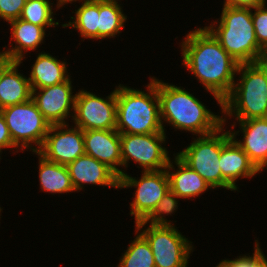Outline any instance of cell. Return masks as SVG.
I'll list each match as a JSON object with an SVG mask.
<instances>
[{
    "label": "cell",
    "instance_id": "cell-1",
    "mask_svg": "<svg viewBox=\"0 0 267 267\" xmlns=\"http://www.w3.org/2000/svg\"><path fill=\"white\" fill-rule=\"evenodd\" d=\"M180 43L186 69L193 74L221 108L234 85L239 63L230 56L205 28L190 31Z\"/></svg>",
    "mask_w": 267,
    "mask_h": 267
},
{
    "label": "cell",
    "instance_id": "cell-2",
    "mask_svg": "<svg viewBox=\"0 0 267 267\" xmlns=\"http://www.w3.org/2000/svg\"><path fill=\"white\" fill-rule=\"evenodd\" d=\"M157 94L164 132L166 123L196 137L211 134L223 126V114H214L183 87L157 79Z\"/></svg>",
    "mask_w": 267,
    "mask_h": 267
},
{
    "label": "cell",
    "instance_id": "cell-3",
    "mask_svg": "<svg viewBox=\"0 0 267 267\" xmlns=\"http://www.w3.org/2000/svg\"><path fill=\"white\" fill-rule=\"evenodd\" d=\"M149 80L145 91L122 84L116 86V130L120 134L165 133L160 118L157 77L150 76Z\"/></svg>",
    "mask_w": 267,
    "mask_h": 267
},
{
    "label": "cell",
    "instance_id": "cell-4",
    "mask_svg": "<svg viewBox=\"0 0 267 267\" xmlns=\"http://www.w3.org/2000/svg\"><path fill=\"white\" fill-rule=\"evenodd\" d=\"M210 24L205 28L239 64L256 63L264 49L256 39L251 8L223 5L220 19Z\"/></svg>",
    "mask_w": 267,
    "mask_h": 267
},
{
    "label": "cell",
    "instance_id": "cell-5",
    "mask_svg": "<svg viewBox=\"0 0 267 267\" xmlns=\"http://www.w3.org/2000/svg\"><path fill=\"white\" fill-rule=\"evenodd\" d=\"M229 95L222 101L223 125L227 117H235L231 130L237 121L252 118H267V75L257 63L239 64Z\"/></svg>",
    "mask_w": 267,
    "mask_h": 267
},
{
    "label": "cell",
    "instance_id": "cell-6",
    "mask_svg": "<svg viewBox=\"0 0 267 267\" xmlns=\"http://www.w3.org/2000/svg\"><path fill=\"white\" fill-rule=\"evenodd\" d=\"M224 125L217 131L194 138L177 155L187 166L196 171L212 189L222 188L220 156L222 146L231 138Z\"/></svg>",
    "mask_w": 267,
    "mask_h": 267
},
{
    "label": "cell",
    "instance_id": "cell-7",
    "mask_svg": "<svg viewBox=\"0 0 267 267\" xmlns=\"http://www.w3.org/2000/svg\"><path fill=\"white\" fill-rule=\"evenodd\" d=\"M145 225L138 222L135 230L149 243L156 267H188L194 247L175 225Z\"/></svg>",
    "mask_w": 267,
    "mask_h": 267
},
{
    "label": "cell",
    "instance_id": "cell-8",
    "mask_svg": "<svg viewBox=\"0 0 267 267\" xmlns=\"http://www.w3.org/2000/svg\"><path fill=\"white\" fill-rule=\"evenodd\" d=\"M13 143L22 151L37 152L50 128L35 102L29 101L1 109ZM28 149V150H27Z\"/></svg>",
    "mask_w": 267,
    "mask_h": 267
},
{
    "label": "cell",
    "instance_id": "cell-9",
    "mask_svg": "<svg viewBox=\"0 0 267 267\" xmlns=\"http://www.w3.org/2000/svg\"><path fill=\"white\" fill-rule=\"evenodd\" d=\"M166 138V133L120 134L122 168L127 169L129 161H134L142 171L165 169L171 158L163 146Z\"/></svg>",
    "mask_w": 267,
    "mask_h": 267
},
{
    "label": "cell",
    "instance_id": "cell-10",
    "mask_svg": "<svg viewBox=\"0 0 267 267\" xmlns=\"http://www.w3.org/2000/svg\"><path fill=\"white\" fill-rule=\"evenodd\" d=\"M140 179L128 175L119 177V188H136L130 203V215L135 224L144 221L155 209L169 188V179L165 169L158 171H141Z\"/></svg>",
    "mask_w": 267,
    "mask_h": 267
},
{
    "label": "cell",
    "instance_id": "cell-11",
    "mask_svg": "<svg viewBox=\"0 0 267 267\" xmlns=\"http://www.w3.org/2000/svg\"><path fill=\"white\" fill-rule=\"evenodd\" d=\"M75 95L74 115L71 118L75 126L83 131L116 129V88L106 98L84 89Z\"/></svg>",
    "mask_w": 267,
    "mask_h": 267
},
{
    "label": "cell",
    "instance_id": "cell-12",
    "mask_svg": "<svg viewBox=\"0 0 267 267\" xmlns=\"http://www.w3.org/2000/svg\"><path fill=\"white\" fill-rule=\"evenodd\" d=\"M69 126V123L51 125L37 152L51 162L66 166L84 155L83 130Z\"/></svg>",
    "mask_w": 267,
    "mask_h": 267
},
{
    "label": "cell",
    "instance_id": "cell-13",
    "mask_svg": "<svg viewBox=\"0 0 267 267\" xmlns=\"http://www.w3.org/2000/svg\"><path fill=\"white\" fill-rule=\"evenodd\" d=\"M72 91V81L69 77L56 85L32 89L31 99L50 125L68 124L66 120L74 115L76 95H73Z\"/></svg>",
    "mask_w": 267,
    "mask_h": 267
},
{
    "label": "cell",
    "instance_id": "cell-14",
    "mask_svg": "<svg viewBox=\"0 0 267 267\" xmlns=\"http://www.w3.org/2000/svg\"><path fill=\"white\" fill-rule=\"evenodd\" d=\"M85 154L106 164L119 177L126 171L122 167L120 133L111 130L83 131Z\"/></svg>",
    "mask_w": 267,
    "mask_h": 267
},
{
    "label": "cell",
    "instance_id": "cell-15",
    "mask_svg": "<svg viewBox=\"0 0 267 267\" xmlns=\"http://www.w3.org/2000/svg\"><path fill=\"white\" fill-rule=\"evenodd\" d=\"M75 192H80L84 185H98L119 189V176L106 164L84 154L67 165Z\"/></svg>",
    "mask_w": 267,
    "mask_h": 267
},
{
    "label": "cell",
    "instance_id": "cell-16",
    "mask_svg": "<svg viewBox=\"0 0 267 267\" xmlns=\"http://www.w3.org/2000/svg\"><path fill=\"white\" fill-rule=\"evenodd\" d=\"M240 130H229L231 137L242 148L255 167L262 172L267 169V118L237 121ZM241 131V132H240ZM242 133L243 140L236 136ZM242 140V141H241Z\"/></svg>",
    "mask_w": 267,
    "mask_h": 267
},
{
    "label": "cell",
    "instance_id": "cell-17",
    "mask_svg": "<svg viewBox=\"0 0 267 267\" xmlns=\"http://www.w3.org/2000/svg\"><path fill=\"white\" fill-rule=\"evenodd\" d=\"M219 163L222 188L226 190L236 192L239 189L236 184L238 179L253 178L261 173L232 137L222 146Z\"/></svg>",
    "mask_w": 267,
    "mask_h": 267
},
{
    "label": "cell",
    "instance_id": "cell-18",
    "mask_svg": "<svg viewBox=\"0 0 267 267\" xmlns=\"http://www.w3.org/2000/svg\"><path fill=\"white\" fill-rule=\"evenodd\" d=\"M20 61H11L2 56V73L0 76V110L29 101L32 89L28 77L18 72Z\"/></svg>",
    "mask_w": 267,
    "mask_h": 267
},
{
    "label": "cell",
    "instance_id": "cell-19",
    "mask_svg": "<svg viewBox=\"0 0 267 267\" xmlns=\"http://www.w3.org/2000/svg\"><path fill=\"white\" fill-rule=\"evenodd\" d=\"M8 24L11 27L10 41L13 43L10 42L9 49L7 47L3 48L0 55L7 57L11 61H20L22 63L28 51H35L40 47V44L44 43L46 29L20 18L12 20Z\"/></svg>",
    "mask_w": 267,
    "mask_h": 267
},
{
    "label": "cell",
    "instance_id": "cell-20",
    "mask_svg": "<svg viewBox=\"0 0 267 267\" xmlns=\"http://www.w3.org/2000/svg\"><path fill=\"white\" fill-rule=\"evenodd\" d=\"M173 156L174 160L170 159L165 170L169 179V188L180 200H192L195 197H200L208 189H212L200 174L187 166L177 155L173 154ZM175 165L177 169L174 168Z\"/></svg>",
    "mask_w": 267,
    "mask_h": 267
},
{
    "label": "cell",
    "instance_id": "cell-21",
    "mask_svg": "<svg viewBox=\"0 0 267 267\" xmlns=\"http://www.w3.org/2000/svg\"><path fill=\"white\" fill-rule=\"evenodd\" d=\"M28 77L31 89H40L66 81L70 74L66 62L49 53H38Z\"/></svg>",
    "mask_w": 267,
    "mask_h": 267
},
{
    "label": "cell",
    "instance_id": "cell-22",
    "mask_svg": "<svg viewBox=\"0 0 267 267\" xmlns=\"http://www.w3.org/2000/svg\"><path fill=\"white\" fill-rule=\"evenodd\" d=\"M38 155V171H39V182L41 191L49 192L54 194H64L69 192H75L72 185L69 171L66 165H60L56 162H51L45 159L38 152L33 154Z\"/></svg>",
    "mask_w": 267,
    "mask_h": 267
},
{
    "label": "cell",
    "instance_id": "cell-23",
    "mask_svg": "<svg viewBox=\"0 0 267 267\" xmlns=\"http://www.w3.org/2000/svg\"><path fill=\"white\" fill-rule=\"evenodd\" d=\"M81 6L73 11L68 23L62 24V28L71 27L78 30L80 37L86 39H98L99 27V0H79ZM72 21V22H71Z\"/></svg>",
    "mask_w": 267,
    "mask_h": 267
},
{
    "label": "cell",
    "instance_id": "cell-24",
    "mask_svg": "<svg viewBox=\"0 0 267 267\" xmlns=\"http://www.w3.org/2000/svg\"><path fill=\"white\" fill-rule=\"evenodd\" d=\"M122 8L119 0H99V41L122 33L127 20Z\"/></svg>",
    "mask_w": 267,
    "mask_h": 267
},
{
    "label": "cell",
    "instance_id": "cell-25",
    "mask_svg": "<svg viewBox=\"0 0 267 267\" xmlns=\"http://www.w3.org/2000/svg\"><path fill=\"white\" fill-rule=\"evenodd\" d=\"M135 239L130 241L117 267H156L151 247L147 240L135 230Z\"/></svg>",
    "mask_w": 267,
    "mask_h": 267
},
{
    "label": "cell",
    "instance_id": "cell-26",
    "mask_svg": "<svg viewBox=\"0 0 267 267\" xmlns=\"http://www.w3.org/2000/svg\"><path fill=\"white\" fill-rule=\"evenodd\" d=\"M53 3L49 0H28L22 9L20 19L42 26L45 29L50 27H56L59 22L55 21L53 18Z\"/></svg>",
    "mask_w": 267,
    "mask_h": 267
},
{
    "label": "cell",
    "instance_id": "cell-27",
    "mask_svg": "<svg viewBox=\"0 0 267 267\" xmlns=\"http://www.w3.org/2000/svg\"><path fill=\"white\" fill-rule=\"evenodd\" d=\"M179 197L170 189L162 197L152 213L144 220L145 224L151 225H174L171 220L165 217L177 211Z\"/></svg>",
    "mask_w": 267,
    "mask_h": 267
},
{
    "label": "cell",
    "instance_id": "cell-28",
    "mask_svg": "<svg viewBox=\"0 0 267 267\" xmlns=\"http://www.w3.org/2000/svg\"><path fill=\"white\" fill-rule=\"evenodd\" d=\"M254 11V13H253ZM252 22L258 44L267 49V6L266 4L252 9Z\"/></svg>",
    "mask_w": 267,
    "mask_h": 267
},
{
    "label": "cell",
    "instance_id": "cell-29",
    "mask_svg": "<svg viewBox=\"0 0 267 267\" xmlns=\"http://www.w3.org/2000/svg\"><path fill=\"white\" fill-rule=\"evenodd\" d=\"M259 240H255L254 253L237 256L233 260L225 259L232 267H263L267 263V257L259 246Z\"/></svg>",
    "mask_w": 267,
    "mask_h": 267
},
{
    "label": "cell",
    "instance_id": "cell-30",
    "mask_svg": "<svg viewBox=\"0 0 267 267\" xmlns=\"http://www.w3.org/2000/svg\"><path fill=\"white\" fill-rule=\"evenodd\" d=\"M25 2V0H0V19L7 23L18 19Z\"/></svg>",
    "mask_w": 267,
    "mask_h": 267
},
{
    "label": "cell",
    "instance_id": "cell-31",
    "mask_svg": "<svg viewBox=\"0 0 267 267\" xmlns=\"http://www.w3.org/2000/svg\"><path fill=\"white\" fill-rule=\"evenodd\" d=\"M5 148H8V150L10 148V150L12 149L13 151L15 149L16 153H18V150L21 152L20 149L13 143L8 126L6 125L4 116L0 110V155L3 153L2 150H5Z\"/></svg>",
    "mask_w": 267,
    "mask_h": 267
},
{
    "label": "cell",
    "instance_id": "cell-32",
    "mask_svg": "<svg viewBox=\"0 0 267 267\" xmlns=\"http://www.w3.org/2000/svg\"><path fill=\"white\" fill-rule=\"evenodd\" d=\"M267 4L266 0H224L223 5L242 7V8H255Z\"/></svg>",
    "mask_w": 267,
    "mask_h": 267
},
{
    "label": "cell",
    "instance_id": "cell-33",
    "mask_svg": "<svg viewBox=\"0 0 267 267\" xmlns=\"http://www.w3.org/2000/svg\"><path fill=\"white\" fill-rule=\"evenodd\" d=\"M256 63L263 69L267 75V49H264L256 61Z\"/></svg>",
    "mask_w": 267,
    "mask_h": 267
},
{
    "label": "cell",
    "instance_id": "cell-34",
    "mask_svg": "<svg viewBox=\"0 0 267 267\" xmlns=\"http://www.w3.org/2000/svg\"><path fill=\"white\" fill-rule=\"evenodd\" d=\"M76 1H79V0H57L56 2V8L57 9H61L60 7H64V5H67L68 3H73V2H76Z\"/></svg>",
    "mask_w": 267,
    "mask_h": 267
},
{
    "label": "cell",
    "instance_id": "cell-35",
    "mask_svg": "<svg viewBox=\"0 0 267 267\" xmlns=\"http://www.w3.org/2000/svg\"><path fill=\"white\" fill-rule=\"evenodd\" d=\"M215 267H232V266L225 259H223Z\"/></svg>",
    "mask_w": 267,
    "mask_h": 267
},
{
    "label": "cell",
    "instance_id": "cell-36",
    "mask_svg": "<svg viewBox=\"0 0 267 267\" xmlns=\"http://www.w3.org/2000/svg\"><path fill=\"white\" fill-rule=\"evenodd\" d=\"M1 73H2V56L0 55V76H1Z\"/></svg>",
    "mask_w": 267,
    "mask_h": 267
}]
</instances>
